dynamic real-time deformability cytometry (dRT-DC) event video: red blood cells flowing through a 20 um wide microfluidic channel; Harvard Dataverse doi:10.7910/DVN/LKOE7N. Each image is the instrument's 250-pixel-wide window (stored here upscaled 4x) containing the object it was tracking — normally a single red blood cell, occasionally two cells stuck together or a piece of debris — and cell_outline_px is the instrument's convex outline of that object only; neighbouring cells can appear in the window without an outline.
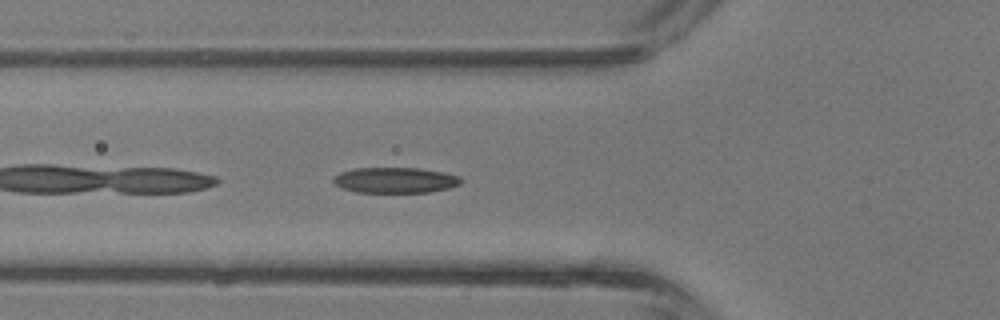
{"species": "common noctule bat (a hibernating species)", "species_latin": "Nyctalus noctula", "temperature_condition": "room temperature", "stored_images_in_passage": 32, "camera_frame_rate_fps": 3000, "um_per_image_px": 0.085, "animal": {"sex": "male", "body_mass_g": 13.3}, "frame": {"image": 1, "passage_image": 3, "time_ms": 0.667, "image_size_px": [1000, 320], "cell_outline_px": [[464, 180], [460, 184], [448, 188], [428, 192], [356, 192], [344, 188], [336, 184], [332, 180], [332, 176], [340, 172], [352, 168], [420, 168], [444, 172], [460, 176]], "centroid_in_image_um": [33.6, 15.3], "position_along_channel_um": 92.2, "area_um2": 19.13}}
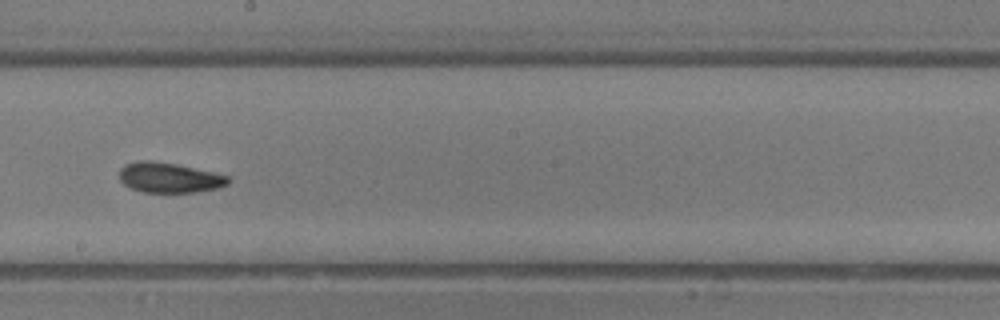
{"frame": {"image": 2, "passage_image": 12, "time_ms": 3.667, "image_size_px": [1000, 320], "cell_outline_px": [[232, 180], [228, 184], [220, 188], [196, 192], [144, 192], [132, 188], [124, 184], [120, 180], [120, 168], [124, 164], [140, 160], [152, 160], [176, 164], [212, 172], [228, 176]], "centroid_in_image_um": [14.4, 15.09], "position_along_channel_um": 233.8, "area_um2": 19.13}}
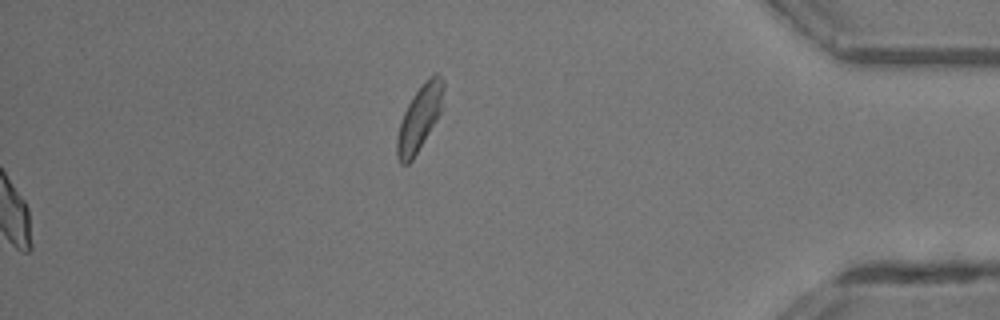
{"frame": {"image": 3, "passage_image": 32, "time_ms": 10.333, "image_size_px": [1000, 320], "cell_outline_px": [[444, 88], [440, 112], [436, 120], [412, 160], [408, 164], [400, 164], [396, 156], [396, 136], [404, 112], [412, 96], [436, 72], [444, 80]], "centroid_in_image_um": [35.63, 10.08], "position_along_channel_um": 399.6, "area_um2": 17.17}, "authors_computed_cell_mechanics": {"area_um2": 18.7272, "velocity_mm_per_s": 4.7048, "shape_relaxation_time_tau1_ms": 6.3875, "shape_relaxation_time_tau2_ms": 1.952, "deformation_change_tau1": 0.1864, "deformation_change_tau2": 0.0867}}